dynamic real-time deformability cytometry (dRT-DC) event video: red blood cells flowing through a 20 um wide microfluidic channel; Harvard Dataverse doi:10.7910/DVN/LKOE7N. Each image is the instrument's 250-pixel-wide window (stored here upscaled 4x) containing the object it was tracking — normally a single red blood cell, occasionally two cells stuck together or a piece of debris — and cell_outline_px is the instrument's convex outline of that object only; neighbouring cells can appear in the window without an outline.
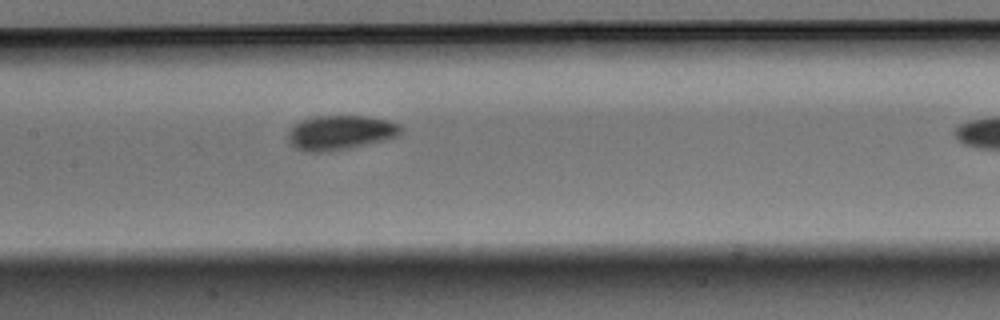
{"species": "Egyptian fruit bat (a non-hibernating species)", "species_latin": "Rousettus aegyptiacus", "temperature_condition": "warm", "stored_images_in_passage": 8, "camera_frame_rate_fps": 3000, "um_per_image_px": 0.085, "animal": {"sex": "male"}, "frame": {"image": 1, "passage_image": 7, "time_ms": 2.0, "image_size_px": [1000, 320], "cell_outline_px": [[404, 128], [396, 136], [384, 140], [332, 152], [308, 152], [296, 148], [288, 144], [288, 132], [292, 124], [300, 120], [316, 116], [368, 116], [388, 120], [400, 124]], "centroid_in_image_um": [28.89, 11.27], "position_along_channel_um": 178.5, "area_um2": 23.0}}